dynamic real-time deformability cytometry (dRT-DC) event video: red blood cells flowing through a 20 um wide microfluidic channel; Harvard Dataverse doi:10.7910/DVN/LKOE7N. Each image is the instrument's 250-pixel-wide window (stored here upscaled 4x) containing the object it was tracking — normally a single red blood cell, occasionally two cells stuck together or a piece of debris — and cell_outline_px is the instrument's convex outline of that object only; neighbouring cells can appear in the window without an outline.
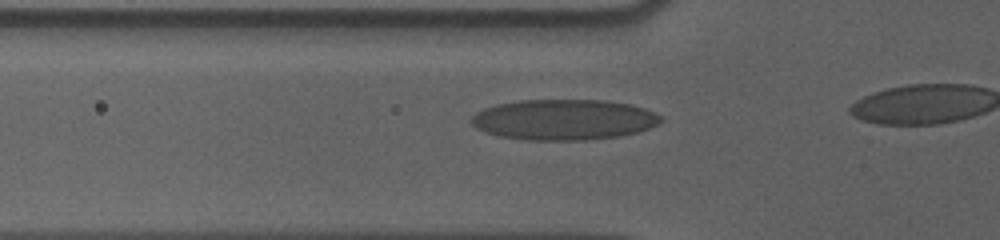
{"species": "human", "species_latin": "Homo sapiens", "temperature_condition": "cold", "stored_images_in_passage": 15, "camera_frame_rate_fps": 3000, "um_per_image_px": 0.085, "donor": {"sex": "male"}, "frame": {"image": 1, "passage_image": 9, "time_ms": 2.667, "image_size_px": [1000, 240], "cell_outline_px": [[664, 120], [640, 132], [620, 136], [588, 140], [524, 140], [496, 136], [484, 132], [476, 128], [468, 120], [476, 112], [484, 108], [496, 104], [520, 100], [604, 100], [632, 104], [644, 108], [664, 116]], "centroid_in_image_um": [47.91, 10.17], "position_along_channel_um": 77.9, "area_um2": 45.43}}
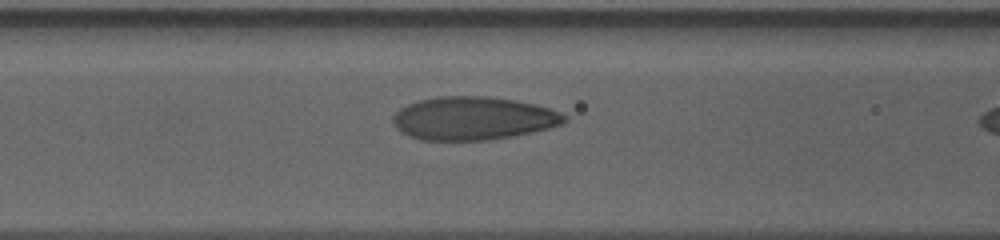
{"frame": {"image": 2, "passage_image": 13, "time_ms": 4.0, "image_size_px": [1000, 240], "cell_outline_px": [[568, 120], [564, 124], [532, 132], [512, 136], [488, 140], [420, 140], [408, 136], [396, 128], [392, 120], [392, 116], [400, 108], [408, 104], [420, 100], [440, 96], [484, 96], [512, 100], [532, 104], [548, 108], [560, 112], [568, 116]], "centroid_in_image_um": [40.21, 10.07], "position_along_channel_um": 126.4, "area_um2": 43.12}}